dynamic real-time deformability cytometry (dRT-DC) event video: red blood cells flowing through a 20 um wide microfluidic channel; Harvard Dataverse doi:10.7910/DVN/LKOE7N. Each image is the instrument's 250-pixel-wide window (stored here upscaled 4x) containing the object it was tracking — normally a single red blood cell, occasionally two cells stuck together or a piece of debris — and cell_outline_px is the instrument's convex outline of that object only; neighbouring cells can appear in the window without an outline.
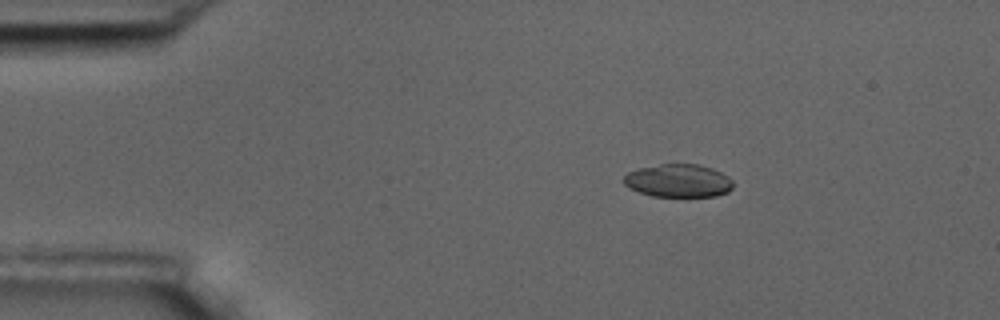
{"species": "common noctule bat (a hibernating species)", "species_latin": "Nyctalus noctula", "temperature_condition": "room temperature", "stored_images_in_passage": 4, "camera_frame_rate_fps": 3000, "um_per_image_px": 0.085, "animal": {"sex": "male", "body_mass_g": 17.5, "forearm_length_mm": 52.3}, "frame": {"image": 1, "passage_image": 2, "time_ms": 2.0, "image_size_px": [1000, 320], "cell_outline_px": [[732, 188], [728, 192], [716, 196], [652, 196], [640, 192], [624, 184], [624, 176], [628, 172], [640, 168], [660, 164], [700, 164], [712, 168], [728, 176], [732, 180]], "centroid_in_image_um": [57.69, 15.35], "position_along_channel_um": 27.3, "area_um2": 20.92}}